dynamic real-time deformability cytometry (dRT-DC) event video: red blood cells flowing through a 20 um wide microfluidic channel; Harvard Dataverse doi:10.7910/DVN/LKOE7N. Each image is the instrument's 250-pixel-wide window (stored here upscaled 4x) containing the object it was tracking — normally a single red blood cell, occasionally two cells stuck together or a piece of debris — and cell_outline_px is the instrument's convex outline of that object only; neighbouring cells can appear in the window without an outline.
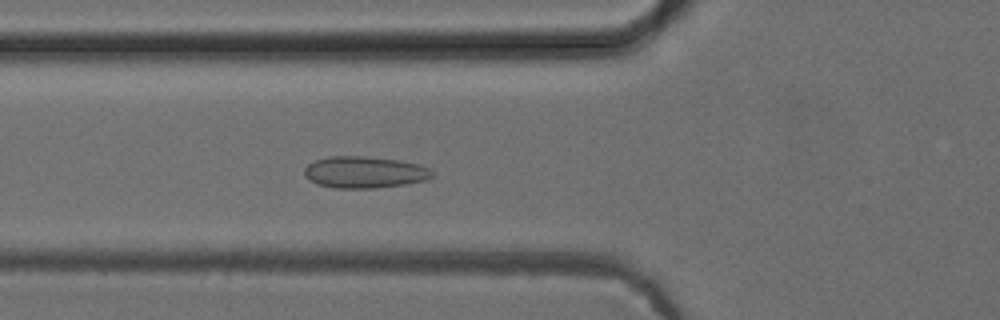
{"species": "common noctule bat (a hibernating species)", "species_latin": "Nyctalus noctula", "temperature_condition": "cold", "stored_images_in_passage": 26, "camera_frame_rate_fps": 3000, "um_per_image_px": 0.085, "animal": {"sex": "female", "body_mass_g": 24.6, "forearm_length_mm": 56.2}, "frame": {"image": 1, "passage_image": 10, "time_ms": 3.0, "image_size_px": [1000, 320], "cell_outline_px": [[436, 172], [428, 180], [404, 184], [376, 188], [336, 188], [316, 184], [304, 176], [304, 168], [308, 164], [316, 160], [328, 156], [364, 156], [400, 160], [420, 164]], "centroid_in_image_um": [31.0, 14.63], "position_along_channel_um": 94.8, "area_um2": 23.81}}
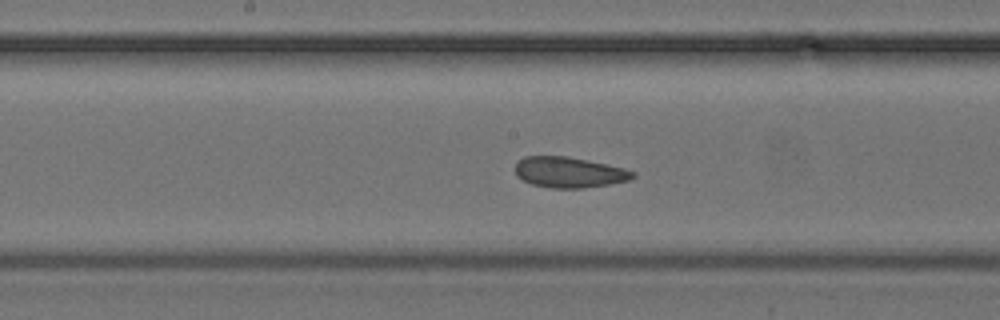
{"frame": {"image": 2, "passage_image": 18, "time_ms": 5.667, "image_size_px": [1000, 320], "cell_outline_px": [[636, 176], [628, 180], [608, 184], [580, 188], [552, 188], [532, 184], [516, 176], [516, 164], [524, 156], [568, 156], [624, 168], [636, 172]], "centroid_in_image_um": [48.38, 14.64], "position_along_channel_um": 199.8, "area_um2": 20.81}}
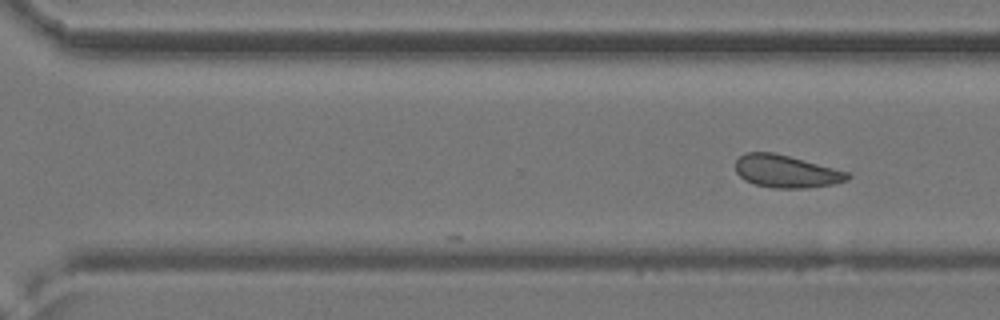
{"frame": {"image": 3, "passage_image": 26, "time_ms": 8.333, "image_size_px": [1000, 320], "cell_outline_px": [[852, 176], [848, 180], [832, 184], [804, 188], [772, 188], [756, 184], [744, 180], [736, 172], [736, 160], [740, 156], [748, 152], [776, 152], [848, 172]], "centroid_in_image_um": [66.82, 14.56], "position_along_channel_um": 303.8, "area_um2": 21.21}}